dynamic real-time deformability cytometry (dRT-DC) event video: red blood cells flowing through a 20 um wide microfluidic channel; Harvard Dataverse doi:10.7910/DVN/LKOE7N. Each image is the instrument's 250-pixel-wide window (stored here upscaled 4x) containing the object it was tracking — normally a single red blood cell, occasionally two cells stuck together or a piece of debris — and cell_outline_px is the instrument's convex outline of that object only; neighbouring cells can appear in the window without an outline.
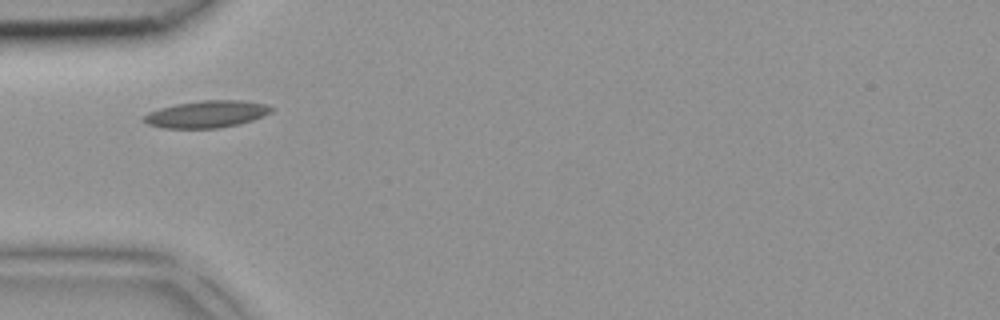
{"species": "common noctule bat (a hibernating species)", "species_latin": "Nyctalus noctula", "temperature_condition": "room temperature", "stored_images_in_passage": 2, "camera_frame_rate_fps": 3000, "um_per_image_px": 0.085, "animal": {"sex": "female", "body_mass_g": 18.4}, "frame": {"image": 1, "passage_image": 1, "time_ms": 0.0, "image_size_px": [1000, 320], "cell_outline_px": [[276, 108], [272, 112], [264, 116], [240, 124], [220, 128], [164, 128], [148, 124], [140, 120], [148, 112], [160, 108], [176, 104], [200, 100], [240, 100], [264, 104]], "centroid_in_image_um": [17.57, 9.7], "position_along_channel_um": 67.4, "area_um2": 20.23}}